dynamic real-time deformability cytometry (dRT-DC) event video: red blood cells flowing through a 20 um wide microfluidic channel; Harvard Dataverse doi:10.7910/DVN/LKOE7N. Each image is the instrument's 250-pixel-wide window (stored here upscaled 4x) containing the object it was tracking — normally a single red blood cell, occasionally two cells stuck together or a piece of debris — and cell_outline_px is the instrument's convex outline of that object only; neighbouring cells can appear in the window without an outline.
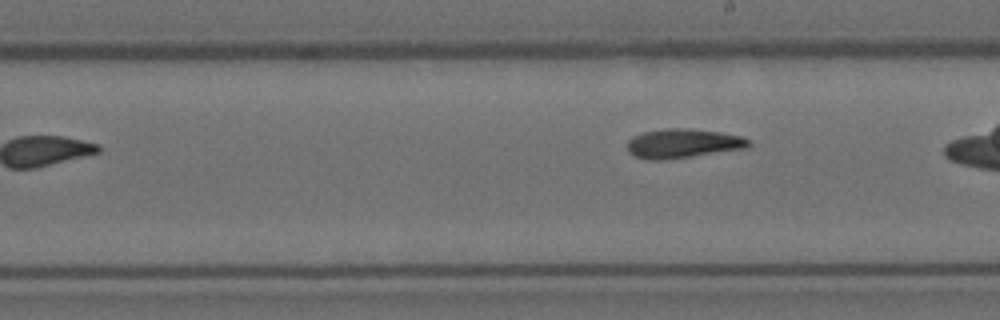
{"species": "Egyptian fruit bat (a non-hibernating species)", "species_latin": "Rousettus aegyptiacus", "temperature_condition": "room temperature", "stored_images_in_passage": 7, "camera_frame_rate_fps": 3000, "um_per_image_px": 0.085, "animal": {"sex": "female"}, "frame": {"image": 1, "passage_image": 7, "time_ms": 2.0, "image_size_px": [1000, 320], "cell_outline_px": [[752, 144], [748, 148], [664, 160], [648, 160], [636, 156], [628, 152], [628, 140], [632, 136], [644, 132], [664, 128], [692, 128], [720, 132], [740, 136], [752, 140]], "centroid_in_image_um": [58.07, 12.18], "position_along_channel_um": 230.9, "area_um2": 20.87}}